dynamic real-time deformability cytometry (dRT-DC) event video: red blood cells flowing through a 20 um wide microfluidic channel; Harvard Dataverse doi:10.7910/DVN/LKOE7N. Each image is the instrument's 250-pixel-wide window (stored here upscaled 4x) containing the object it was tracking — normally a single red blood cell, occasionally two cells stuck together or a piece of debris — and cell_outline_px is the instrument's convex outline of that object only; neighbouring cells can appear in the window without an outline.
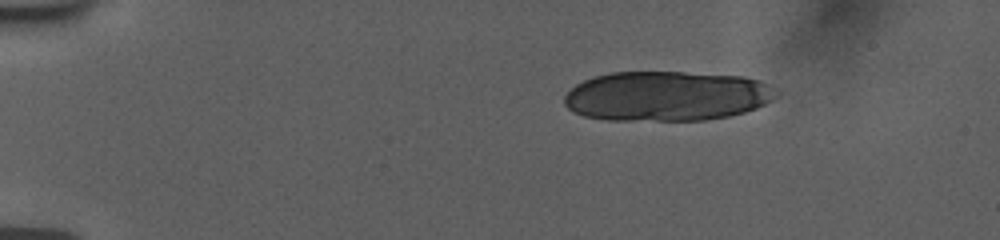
{"species": "human", "species_latin": "Homo sapiens", "temperature_condition": "room temperature", "stored_images_in_passage": 9, "camera_frame_rate_fps": 3000, "um_per_image_px": 0.085, "donor": {"sex": "female"}, "frame": {"image": 1, "passage_image": 1, "time_ms": 0.0, "image_size_px": [1000, 240], "cell_outline_px": [[780, 96], [756, 108], [744, 112], [728, 116], [704, 120], [608, 120], [584, 116], [572, 112], [564, 104], [564, 96], [576, 84], [584, 80], [596, 76], [612, 72], [684, 72], [744, 76], [760, 80], [780, 92]], "centroid_in_image_um": [56.69, 8.16], "position_along_channel_um": 28.3, "area_um2": 61.85}}
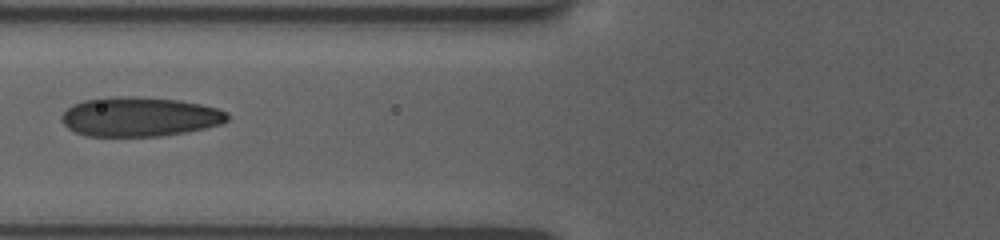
{"frame": {"image": 2, "passage_image": 7, "time_ms": 5.0, "image_size_px": [1000, 240], "cell_outline_px": [[228, 120], [220, 124], [204, 128], [184, 132], [160, 136], [88, 136], [76, 132], [68, 128], [60, 120], [60, 116], [72, 104], [84, 100], [112, 96], [132, 96], [180, 100], [200, 104], [216, 108], [228, 112]], "centroid_in_image_um": [11.84, 9.92], "position_along_channel_um": 114.0, "area_um2": 38.09}}